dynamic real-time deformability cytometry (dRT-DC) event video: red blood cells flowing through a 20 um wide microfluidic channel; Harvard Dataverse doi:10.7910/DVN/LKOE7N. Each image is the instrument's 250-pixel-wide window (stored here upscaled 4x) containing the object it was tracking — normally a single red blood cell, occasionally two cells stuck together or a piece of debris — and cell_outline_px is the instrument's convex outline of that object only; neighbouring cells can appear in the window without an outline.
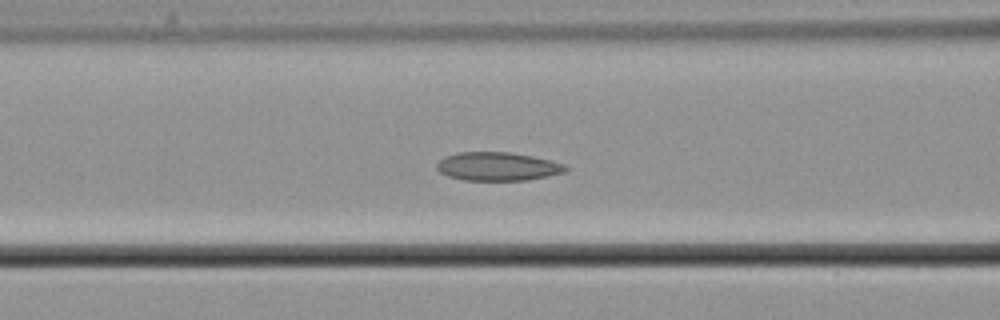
{"species": "common noctule bat (a hibernating species)", "species_latin": "Nyctalus noctula", "temperature_condition": "cold", "stored_images_in_passage": 59, "camera_frame_rate_fps": 3000, "um_per_image_px": 0.085, "animal": {"sex": "male", "body_mass_g": 21.5, "forearm_length_mm": 52.0}, "frame": {"image": 1, "passage_image": 25, "time_ms": 8.0, "image_size_px": [1000, 320], "cell_outline_px": [[568, 168], [564, 172], [548, 176], [524, 180], [464, 180], [448, 176], [440, 172], [436, 168], [436, 164], [444, 156], [460, 152], [512, 152], [532, 156], [564, 164]], "centroid_in_image_um": [42.27, 14.14], "position_along_channel_um": 124.3, "area_um2": 21.27}}
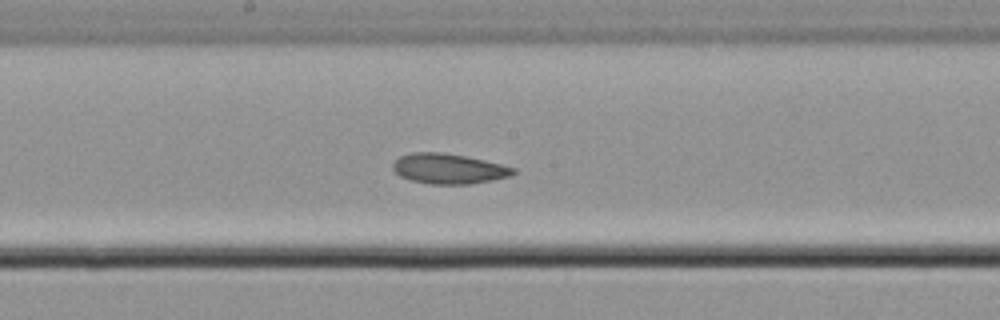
{"frame": {"image": 2, "passage_image": 32, "time_ms": 10.333, "image_size_px": [1000, 320], "cell_outline_px": [[516, 172], [512, 176], [472, 184], [428, 184], [412, 180], [400, 176], [392, 168], [392, 164], [400, 156], [412, 152], [440, 152], [464, 156], [484, 160], [516, 168]], "centroid_in_image_um": [38.15, 14.34], "position_along_channel_um": 210.1, "area_um2": 21.15}}
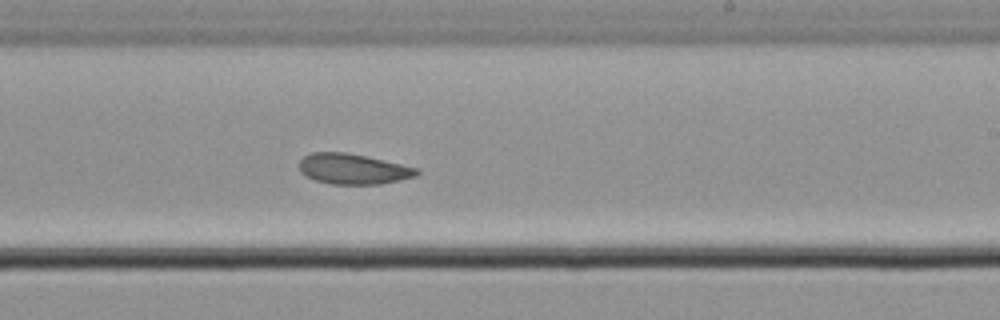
{"frame": {"image": 3, "passage_image": 36, "time_ms": 11.667, "image_size_px": [1000, 320], "cell_outline_px": [[420, 172], [416, 176], [400, 180], [380, 184], [332, 184], [316, 180], [304, 176], [300, 172], [300, 160], [304, 156], [312, 152], [344, 152], [364, 156], [420, 168]], "centroid_in_image_um": [30.01, 14.36], "position_along_channel_um": 259.0, "area_um2": 20.81}, "authors_computed_cell_mechanics": {"area_um2": 22.1374, "velocity_mm_per_s": 3.6813, "shape_relaxation_time_tau1_ms": 10.4685, "shape_relaxation_time_tau2_ms": 2.7348, "deformation_change_tau1": 0.0914, "deformation_change_tau2": 0.0593}}